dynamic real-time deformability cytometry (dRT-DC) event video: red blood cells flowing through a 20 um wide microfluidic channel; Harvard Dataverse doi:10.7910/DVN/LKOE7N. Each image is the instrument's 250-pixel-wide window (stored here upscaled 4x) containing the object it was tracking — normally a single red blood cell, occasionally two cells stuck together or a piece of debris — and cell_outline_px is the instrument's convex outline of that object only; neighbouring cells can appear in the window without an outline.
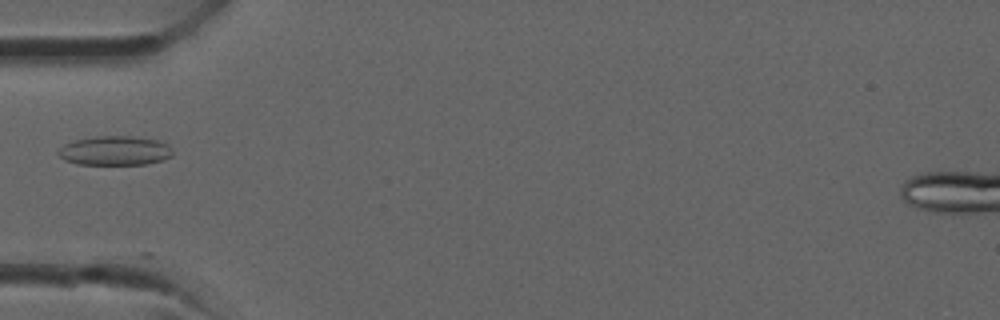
{"species": "common noctule bat (a hibernating species)", "species_latin": "Nyctalus noctula", "temperature_condition": "room temperature", "stored_images_in_passage": 3, "camera_frame_rate_fps": 3000, "um_per_image_px": 0.085, "animal": {"sex": "male", "forearm_length_mm": 52.5}, "frame": {"image": 1, "passage_image": 1, "time_ms": 0.0, "image_size_px": [1000, 320], "cell_outline_px": [[172, 156], [164, 160], [144, 164], [76, 164], [64, 160], [56, 152], [64, 144], [76, 140], [96, 136], [128, 136], [156, 140], [164, 144], [172, 152]], "centroid_in_image_um": [9.71, 12.82], "position_along_channel_um": 75.3, "area_um2": 19.25}}